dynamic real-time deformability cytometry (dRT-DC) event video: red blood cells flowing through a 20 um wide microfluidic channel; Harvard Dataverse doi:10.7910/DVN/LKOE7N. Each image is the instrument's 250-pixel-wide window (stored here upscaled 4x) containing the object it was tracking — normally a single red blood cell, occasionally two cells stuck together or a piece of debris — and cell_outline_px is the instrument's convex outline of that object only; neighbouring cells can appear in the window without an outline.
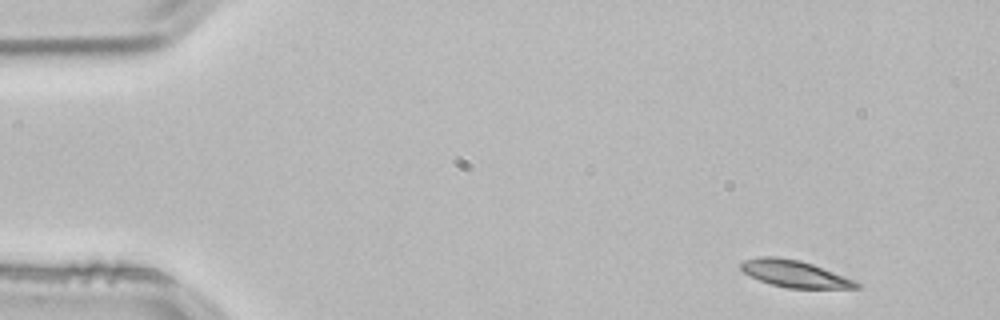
{"species": "common noctule bat (a hibernating species)", "species_latin": "Nyctalus noctula", "temperature_condition": "room temperature", "stored_images_in_passage": 49, "camera_frame_rate_fps": 3000, "um_per_image_px": 0.085, "animal": {"sex": "male", "body_mass_g": 21.5, "forearm_length_mm": 52.0}, "frame": {"image": 1, "passage_image": 1, "time_ms": 0.0, "image_size_px": [1000, 320], "cell_outline_px": [[860, 288], [788, 288], [772, 284], [760, 280], [744, 272], [740, 268], [740, 264], [744, 260], [760, 256], [776, 256], [800, 260], [812, 264], [844, 276], [860, 284]], "centroid_in_image_um": [67.52, 23.26], "position_along_channel_um": 17.5, "area_um2": 17.8}}
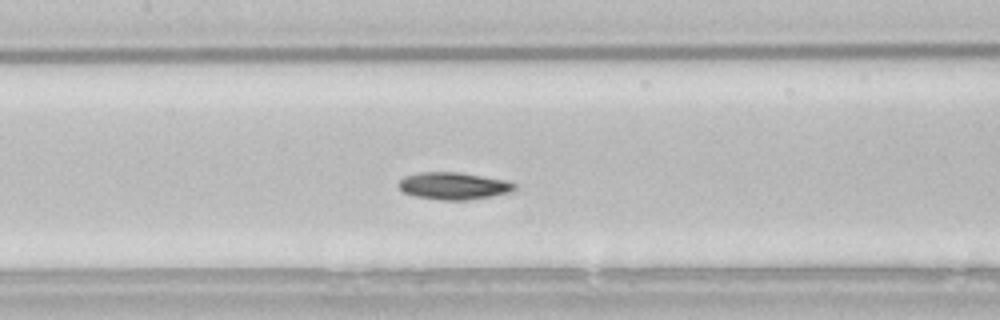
{"frame": {"image": 2, "passage_image": 21, "time_ms": 6.667, "image_size_px": [1000, 320], "cell_outline_px": [[516, 188], [508, 192], [492, 196], [468, 200], [440, 200], [416, 196], [404, 192], [396, 184], [404, 176], [420, 172], [460, 172], [504, 180], [516, 184]], "centroid_in_image_um": [38.52, 15.8], "position_along_channel_um": 168.9, "area_um2": 18.26}}
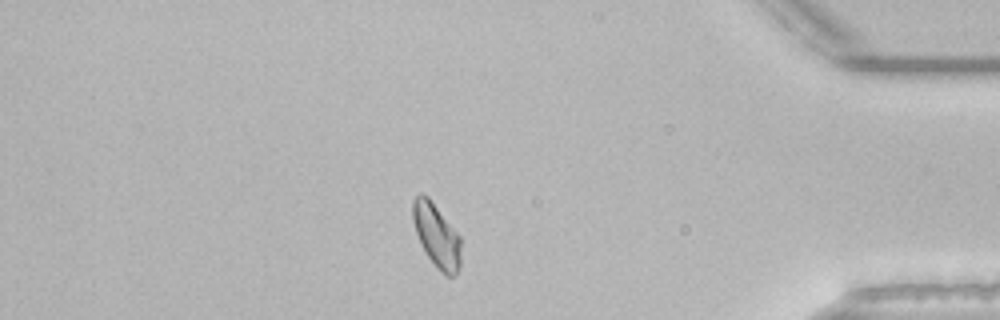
{"frame": {"image": 3, "passage_image": 42, "time_ms": 13.667, "image_size_px": [1000, 320], "cell_outline_px": [[460, 264], [456, 272], [452, 276], [444, 276], [440, 272], [428, 256], [420, 244], [412, 220], [412, 200], [420, 192], [428, 196], [460, 236]], "centroid_in_image_um": [37.08, 20.0], "position_along_channel_um": 398.1, "area_um2": 17.8}, "authors_computed_cell_mechanics": {"area_um2": 17.8024, "velocity_mm_per_s": 3.8085, "shape_relaxation_time_tau1_ms": 3.2832, "shape_relaxation_time_tau2_ms": 4.8711, "deformation_change_tau1": 0.1148, "deformation_change_tau2": 0.0797}}